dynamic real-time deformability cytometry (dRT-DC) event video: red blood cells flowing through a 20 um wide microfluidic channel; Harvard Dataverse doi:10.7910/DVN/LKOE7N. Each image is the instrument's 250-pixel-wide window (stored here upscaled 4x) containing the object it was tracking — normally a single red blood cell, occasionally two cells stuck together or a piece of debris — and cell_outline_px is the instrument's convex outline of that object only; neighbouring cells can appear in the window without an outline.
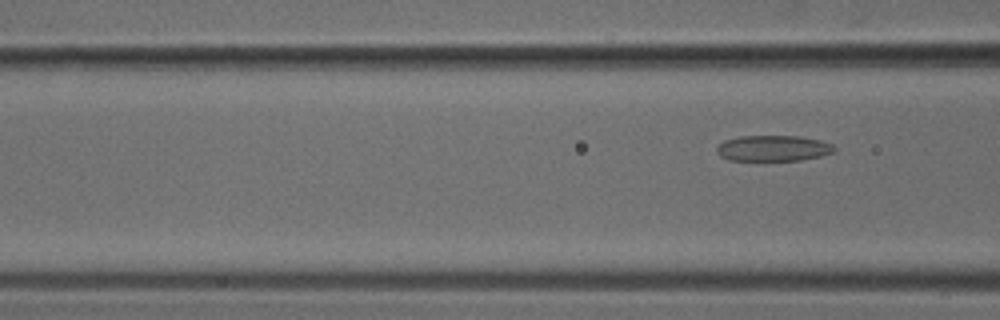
{"species": "common noctule bat (a hibernating species)", "species_latin": "Nyctalus noctula", "temperature_condition": "cold", "stored_images_in_passage": 5, "segment_of_instrument_passage": [2, 2], "camera_frame_rate_fps": 3000, "um_per_image_px": 0.085, "animal": {"sex": "male", "body_mass_g": 18.8}, "frame": {"image": 1, "passage_image": 5, "time_ms": 1.333, "image_size_px": [1000, 320], "cell_outline_px": [[836, 152], [820, 156], [800, 160], [728, 160], [720, 156], [716, 152], [716, 148], [724, 140], [740, 136], [800, 136], [820, 140], [832, 144], [836, 148]], "centroid_in_image_um": [65.73, 12.6], "position_along_channel_um": 100.9, "area_um2": 17.74}}